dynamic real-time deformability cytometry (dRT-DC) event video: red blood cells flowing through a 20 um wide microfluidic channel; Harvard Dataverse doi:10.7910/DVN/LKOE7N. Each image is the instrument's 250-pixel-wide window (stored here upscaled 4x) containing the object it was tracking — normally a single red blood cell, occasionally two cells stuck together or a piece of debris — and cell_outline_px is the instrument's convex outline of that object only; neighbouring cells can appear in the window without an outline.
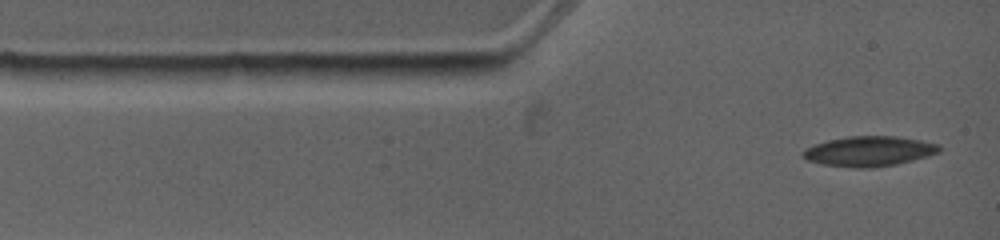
{"species": "common noctule bat (a hibernating species)", "species_latin": "Nyctalus noctula", "temperature_condition": "warm", "stored_images_in_passage": 3, "camera_frame_rate_fps": 4500, "um_per_image_px": 0.085, "animal": {"sex": "female", "body_mass_g": 19.0, "forearm_length_mm": 53.3}, "frame": {"image": 1, "passage_image": 1, "time_ms": 0.0, "image_size_px": [1000, 240], "cell_outline_px": [[944, 148], [940, 152], [928, 156], [896, 164], [868, 168], [856, 168], [824, 164], [808, 160], [800, 152], [816, 144], [828, 140], [848, 136], [892, 136], [920, 140], [940, 144]], "centroid_in_image_um": [73.93, 12.85], "position_along_channel_um": 11.1, "area_um2": 23.7}}
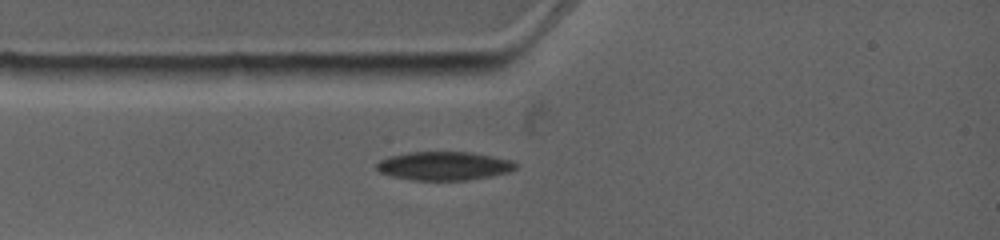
{"frame": {"image": 2, "passage_image": 3, "time_ms": 1.778, "image_size_px": [1000, 240], "cell_outline_px": [[516, 168], [508, 172], [488, 176], [464, 180], [412, 180], [392, 176], [380, 172], [376, 168], [376, 164], [380, 160], [388, 156], [408, 152], [468, 152], [492, 156], [512, 160], [516, 164]], "centroid_in_image_um": [37.7, 14.09], "position_along_channel_um": 47.3, "area_um2": 23.0}}